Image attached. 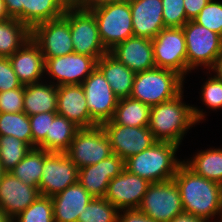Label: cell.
Segmentation results:
<instances>
[{"label": "cell", "mask_w": 222, "mask_h": 222, "mask_svg": "<svg viewBox=\"0 0 222 222\" xmlns=\"http://www.w3.org/2000/svg\"><path fill=\"white\" fill-rule=\"evenodd\" d=\"M184 212L206 221L218 213L222 220V184L196 175L184 162L173 177Z\"/></svg>", "instance_id": "cell-1"}, {"label": "cell", "mask_w": 222, "mask_h": 222, "mask_svg": "<svg viewBox=\"0 0 222 222\" xmlns=\"http://www.w3.org/2000/svg\"><path fill=\"white\" fill-rule=\"evenodd\" d=\"M182 93L151 107L148 128L157 141L180 145L186 131L204 119L202 110L182 102Z\"/></svg>", "instance_id": "cell-2"}, {"label": "cell", "mask_w": 222, "mask_h": 222, "mask_svg": "<svg viewBox=\"0 0 222 222\" xmlns=\"http://www.w3.org/2000/svg\"><path fill=\"white\" fill-rule=\"evenodd\" d=\"M178 147L173 142L156 141L150 148L127 158L125 169L150 183L171 180L183 163L175 158Z\"/></svg>", "instance_id": "cell-3"}, {"label": "cell", "mask_w": 222, "mask_h": 222, "mask_svg": "<svg viewBox=\"0 0 222 222\" xmlns=\"http://www.w3.org/2000/svg\"><path fill=\"white\" fill-rule=\"evenodd\" d=\"M184 77L176 71L153 68L137 72L130 98L150 107L168 101L182 92Z\"/></svg>", "instance_id": "cell-4"}, {"label": "cell", "mask_w": 222, "mask_h": 222, "mask_svg": "<svg viewBox=\"0 0 222 222\" xmlns=\"http://www.w3.org/2000/svg\"><path fill=\"white\" fill-rule=\"evenodd\" d=\"M87 8L96 18L101 42L108 52L127 38L134 36L129 0L108 2Z\"/></svg>", "instance_id": "cell-5"}, {"label": "cell", "mask_w": 222, "mask_h": 222, "mask_svg": "<svg viewBox=\"0 0 222 222\" xmlns=\"http://www.w3.org/2000/svg\"><path fill=\"white\" fill-rule=\"evenodd\" d=\"M187 53V72L203 65L212 68L216 58L222 52V37L193 20L183 27Z\"/></svg>", "instance_id": "cell-6"}, {"label": "cell", "mask_w": 222, "mask_h": 222, "mask_svg": "<svg viewBox=\"0 0 222 222\" xmlns=\"http://www.w3.org/2000/svg\"><path fill=\"white\" fill-rule=\"evenodd\" d=\"M69 24L75 53L97 60L108 53L101 42L96 18L88 8L69 6Z\"/></svg>", "instance_id": "cell-7"}, {"label": "cell", "mask_w": 222, "mask_h": 222, "mask_svg": "<svg viewBox=\"0 0 222 222\" xmlns=\"http://www.w3.org/2000/svg\"><path fill=\"white\" fill-rule=\"evenodd\" d=\"M65 153L79 169L96 164L113 154L101 125L79 128Z\"/></svg>", "instance_id": "cell-8"}, {"label": "cell", "mask_w": 222, "mask_h": 222, "mask_svg": "<svg viewBox=\"0 0 222 222\" xmlns=\"http://www.w3.org/2000/svg\"><path fill=\"white\" fill-rule=\"evenodd\" d=\"M138 209L157 222H169L184 212L174 179L151 183Z\"/></svg>", "instance_id": "cell-9"}, {"label": "cell", "mask_w": 222, "mask_h": 222, "mask_svg": "<svg viewBox=\"0 0 222 222\" xmlns=\"http://www.w3.org/2000/svg\"><path fill=\"white\" fill-rule=\"evenodd\" d=\"M31 39L44 58H55L74 52L69 24V6L60 18L42 22L31 29Z\"/></svg>", "instance_id": "cell-10"}, {"label": "cell", "mask_w": 222, "mask_h": 222, "mask_svg": "<svg viewBox=\"0 0 222 222\" xmlns=\"http://www.w3.org/2000/svg\"><path fill=\"white\" fill-rule=\"evenodd\" d=\"M154 62L157 68L187 73L186 42L182 28L165 27L152 39Z\"/></svg>", "instance_id": "cell-11"}, {"label": "cell", "mask_w": 222, "mask_h": 222, "mask_svg": "<svg viewBox=\"0 0 222 222\" xmlns=\"http://www.w3.org/2000/svg\"><path fill=\"white\" fill-rule=\"evenodd\" d=\"M79 168L66 153L47 152L44 150V165L39 193L53 197L78 182Z\"/></svg>", "instance_id": "cell-12"}, {"label": "cell", "mask_w": 222, "mask_h": 222, "mask_svg": "<svg viewBox=\"0 0 222 222\" xmlns=\"http://www.w3.org/2000/svg\"><path fill=\"white\" fill-rule=\"evenodd\" d=\"M101 126L110 141L112 152L124 161L150 148L157 141L148 126H122L112 120L102 123Z\"/></svg>", "instance_id": "cell-13"}, {"label": "cell", "mask_w": 222, "mask_h": 222, "mask_svg": "<svg viewBox=\"0 0 222 222\" xmlns=\"http://www.w3.org/2000/svg\"><path fill=\"white\" fill-rule=\"evenodd\" d=\"M90 117L98 124L112 119L119 98L112 91L102 72L95 70L81 84Z\"/></svg>", "instance_id": "cell-14"}, {"label": "cell", "mask_w": 222, "mask_h": 222, "mask_svg": "<svg viewBox=\"0 0 222 222\" xmlns=\"http://www.w3.org/2000/svg\"><path fill=\"white\" fill-rule=\"evenodd\" d=\"M44 69L56 86L80 85L97 67V59L75 52L55 58H44Z\"/></svg>", "instance_id": "cell-15"}, {"label": "cell", "mask_w": 222, "mask_h": 222, "mask_svg": "<svg viewBox=\"0 0 222 222\" xmlns=\"http://www.w3.org/2000/svg\"><path fill=\"white\" fill-rule=\"evenodd\" d=\"M10 18L32 29L42 22L60 18L68 5L63 0H4Z\"/></svg>", "instance_id": "cell-16"}, {"label": "cell", "mask_w": 222, "mask_h": 222, "mask_svg": "<svg viewBox=\"0 0 222 222\" xmlns=\"http://www.w3.org/2000/svg\"><path fill=\"white\" fill-rule=\"evenodd\" d=\"M150 184L124 169L109 182L104 198L121 211L138 208Z\"/></svg>", "instance_id": "cell-17"}, {"label": "cell", "mask_w": 222, "mask_h": 222, "mask_svg": "<svg viewBox=\"0 0 222 222\" xmlns=\"http://www.w3.org/2000/svg\"><path fill=\"white\" fill-rule=\"evenodd\" d=\"M124 169V160L113 153L96 164L80 168L78 182L92 197H105L109 182Z\"/></svg>", "instance_id": "cell-18"}, {"label": "cell", "mask_w": 222, "mask_h": 222, "mask_svg": "<svg viewBox=\"0 0 222 222\" xmlns=\"http://www.w3.org/2000/svg\"><path fill=\"white\" fill-rule=\"evenodd\" d=\"M40 196L38 187L30 186L5 172L0 180V208L14 219Z\"/></svg>", "instance_id": "cell-19"}, {"label": "cell", "mask_w": 222, "mask_h": 222, "mask_svg": "<svg viewBox=\"0 0 222 222\" xmlns=\"http://www.w3.org/2000/svg\"><path fill=\"white\" fill-rule=\"evenodd\" d=\"M57 114L73 122L79 128L98 125L90 117L81 84L57 86Z\"/></svg>", "instance_id": "cell-20"}, {"label": "cell", "mask_w": 222, "mask_h": 222, "mask_svg": "<svg viewBox=\"0 0 222 222\" xmlns=\"http://www.w3.org/2000/svg\"><path fill=\"white\" fill-rule=\"evenodd\" d=\"M109 53L135 73L156 67L152 39L146 37L131 36Z\"/></svg>", "instance_id": "cell-21"}, {"label": "cell", "mask_w": 222, "mask_h": 222, "mask_svg": "<svg viewBox=\"0 0 222 222\" xmlns=\"http://www.w3.org/2000/svg\"><path fill=\"white\" fill-rule=\"evenodd\" d=\"M133 34L154 39L165 28L162 0H129Z\"/></svg>", "instance_id": "cell-22"}, {"label": "cell", "mask_w": 222, "mask_h": 222, "mask_svg": "<svg viewBox=\"0 0 222 222\" xmlns=\"http://www.w3.org/2000/svg\"><path fill=\"white\" fill-rule=\"evenodd\" d=\"M9 60L22 85L39 83L45 73V60L39 46L29 39L21 48L13 53Z\"/></svg>", "instance_id": "cell-23"}, {"label": "cell", "mask_w": 222, "mask_h": 222, "mask_svg": "<svg viewBox=\"0 0 222 222\" xmlns=\"http://www.w3.org/2000/svg\"><path fill=\"white\" fill-rule=\"evenodd\" d=\"M51 199L54 222H77L78 216L93 197L77 182Z\"/></svg>", "instance_id": "cell-24"}, {"label": "cell", "mask_w": 222, "mask_h": 222, "mask_svg": "<svg viewBox=\"0 0 222 222\" xmlns=\"http://www.w3.org/2000/svg\"><path fill=\"white\" fill-rule=\"evenodd\" d=\"M97 68L102 72L119 99L130 97L135 72L119 62L109 52L98 59Z\"/></svg>", "instance_id": "cell-25"}, {"label": "cell", "mask_w": 222, "mask_h": 222, "mask_svg": "<svg viewBox=\"0 0 222 222\" xmlns=\"http://www.w3.org/2000/svg\"><path fill=\"white\" fill-rule=\"evenodd\" d=\"M24 113L28 116L44 112H57V86L33 83L24 86Z\"/></svg>", "instance_id": "cell-26"}, {"label": "cell", "mask_w": 222, "mask_h": 222, "mask_svg": "<svg viewBox=\"0 0 222 222\" xmlns=\"http://www.w3.org/2000/svg\"><path fill=\"white\" fill-rule=\"evenodd\" d=\"M78 129L73 122L57 114L53 121H50L46 139L37 148L47 152L65 153Z\"/></svg>", "instance_id": "cell-27"}, {"label": "cell", "mask_w": 222, "mask_h": 222, "mask_svg": "<svg viewBox=\"0 0 222 222\" xmlns=\"http://www.w3.org/2000/svg\"><path fill=\"white\" fill-rule=\"evenodd\" d=\"M31 39V29L19 20L0 22V57L9 58Z\"/></svg>", "instance_id": "cell-28"}, {"label": "cell", "mask_w": 222, "mask_h": 222, "mask_svg": "<svg viewBox=\"0 0 222 222\" xmlns=\"http://www.w3.org/2000/svg\"><path fill=\"white\" fill-rule=\"evenodd\" d=\"M151 107L130 97L118 100L112 121L130 127L148 126Z\"/></svg>", "instance_id": "cell-29"}, {"label": "cell", "mask_w": 222, "mask_h": 222, "mask_svg": "<svg viewBox=\"0 0 222 222\" xmlns=\"http://www.w3.org/2000/svg\"><path fill=\"white\" fill-rule=\"evenodd\" d=\"M183 162L196 175L222 184V148L201 151L193 160Z\"/></svg>", "instance_id": "cell-30"}, {"label": "cell", "mask_w": 222, "mask_h": 222, "mask_svg": "<svg viewBox=\"0 0 222 222\" xmlns=\"http://www.w3.org/2000/svg\"><path fill=\"white\" fill-rule=\"evenodd\" d=\"M44 165V149L32 148L30 152L10 171L23 183L38 187Z\"/></svg>", "instance_id": "cell-31"}, {"label": "cell", "mask_w": 222, "mask_h": 222, "mask_svg": "<svg viewBox=\"0 0 222 222\" xmlns=\"http://www.w3.org/2000/svg\"><path fill=\"white\" fill-rule=\"evenodd\" d=\"M0 135L16 137L32 147L29 116L24 112L0 113Z\"/></svg>", "instance_id": "cell-32"}, {"label": "cell", "mask_w": 222, "mask_h": 222, "mask_svg": "<svg viewBox=\"0 0 222 222\" xmlns=\"http://www.w3.org/2000/svg\"><path fill=\"white\" fill-rule=\"evenodd\" d=\"M32 149L24 141L13 136L0 135V163L10 172Z\"/></svg>", "instance_id": "cell-33"}, {"label": "cell", "mask_w": 222, "mask_h": 222, "mask_svg": "<svg viewBox=\"0 0 222 222\" xmlns=\"http://www.w3.org/2000/svg\"><path fill=\"white\" fill-rule=\"evenodd\" d=\"M119 210L104 197H93L78 216L77 222H117Z\"/></svg>", "instance_id": "cell-34"}, {"label": "cell", "mask_w": 222, "mask_h": 222, "mask_svg": "<svg viewBox=\"0 0 222 222\" xmlns=\"http://www.w3.org/2000/svg\"><path fill=\"white\" fill-rule=\"evenodd\" d=\"M54 222L51 197L39 196L23 212L18 214L12 222Z\"/></svg>", "instance_id": "cell-35"}, {"label": "cell", "mask_w": 222, "mask_h": 222, "mask_svg": "<svg viewBox=\"0 0 222 222\" xmlns=\"http://www.w3.org/2000/svg\"><path fill=\"white\" fill-rule=\"evenodd\" d=\"M193 21L222 36V3L210 0Z\"/></svg>", "instance_id": "cell-36"}, {"label": "cell", "mask_w": 222, "mask_h": 222, "mask_svg": "<svg viewBox=\"0 0 222 222\" xmlns=\"http://www.w3.org/2000/svg\"><path fill=\"white\" fill-rule=\"evenodd\" d=\"M162 10L165 27L182 28L189 21L183 0H162Z\"/></svg>", "instance_id": "cell-37"}, {"label": "cell", "mask_w": 222, "mask_h": 222, "mask_svg": "<svg viewBox=\"0 0 222 222\" xmlns=\"http://www.w3.org/2000/svg\"><path fill=\"white\" fill-rule=\"evenodd\" d=\"M56 115L57 112H44L29 116L32 148L38 147L46 139L50 128V121H53Z\"/></svg>", "instance_id": "cell-38"}, {"label": "cell", "mask_w": 222, "mask_h": 222, "mask_svg": "<svg viewBox=\"0 0 222 222\" xmlns=\"http://www.w3.org/2000/svg\"><path fill=\"white\" fill-rule=\"evenodd\" d=\"M202 88L203 102L211 109L222 108V80L214 75L205 82Z\"/></svg>", "instance_id": "cell-39"}, {"label": "cell", "mask_w": 222, "mask_h": 222, "mask_svg": "<svg viewBox=\"0 0 222 222\" xmlns=\"http://www.w3.org/2000/svg\"><path fill=\"white\" fill-rule=\"evenodd\" d=\"M24 85L20 88L0 92V113L24 112Z\"/></svg>", "instance_id": "cell-40"}, {"label": "cell", "mask_w": 222, "mask_h": 222, "mask_svg": "<svg viewBox=\"0 0 222 222\" xmlns=\"http://www.w3.org/2000/svg\"><path fill=\"white\" fill-rule=\"evenodd\" d=\"M19 82L14 72L9 58L0 57V92L20 88Z\"/></svg>", "instance_id": "cell-41"}, {"label": "cell", "mask_w": 222, "mask_h": 222, "mask_svg": "<svg viewBox=\"0 0 222 222\" xmlns=\"http://www.w3.org/2000/svg\"><path fill=\"white\" fill-rule=\"evenodd\" d=\"M123 214L118 213L117 222H157L138 208L123 209Z\"/></svg>", "instance_id": "cell-42"}, {"label": "cell", "mask_w": 222, "mask_h": 222, "mask_svg": "<svg viewBox=\"0 0 222 222\" xmlns=\"http://www.w3.org/2000/svg\"><path fill=\"white\" fill-rule=\"evenodd\" d=\"M210 0H183L186 17L193 20Z\"/></svg>", "instance_id": "cell-43"}, {"label": "cell", "mask_w": 222, "mask_h": 222, "mask_svg": "<svg viewBox=\"0 0 222 222\" xmlns=\"http://www.w3.org/2000/svg\"><path fill=\"white\" fill-rule=\"evenodd\" d=\"M169 222H208V221L202 218L196 217L195 215H192L190 213L183 212L175 216Z\"/></svg>", "instance_id": "cell-44"}, {"label": "cell", "mask_w": 222, "mask_h": 222, "mask_svg": "<svg viewBox=\"0 0 222 222\" xmlns=\"http://www.w3.org/2000/svg\"><path fill=\"white\" fill-rule=\"evenodd\" d=\"M211 70H214L216 72L215 76L222 80V52L216 58V61Z\"/></svg>", "instance_id": "cell-45"}, {"label": "cell", "mask_w": 222, "mask_h": 222, "mask_svg": "<svg viewBox=\"0 0 222 222\" xmlns=\"http://www.w3.org/2000/svg\"><path fill=\"white\" fill-rule=\"evenodd\" d=\"M76 5L82 7H93L101 5V0H76Z\"/></svg>", "instance_id": "cell-46"}, {"label": "cell", "mask_w": 222, "mask_h": 222, "mask_svg": "<svg viewBox=\"0 0 222 222\" xmlns=\"http://www.w3.org/2000/svg\"><path fill=\"white\" fill-rule=\"evenodd\" d=\"M10 19L4 0H0V22Z\"/></svg>", "instance_id": "cell-47"}, {"label": "cell", "mask_w": 222, "mask_h": 222, "mask_svg": "<svg viewBox=\"0 0 222 222\" xmlns=\"http://www.w3.org/2000/svg\"><path fill=\"white\" fill-rule=\"evenodd\" d=\"M0 222H12V219L0 208Z\"/></svg>", "instance_id": "cell-48"}, {"label": "cell", "mask_w": 222, "mask_h": 222, "mask_svg": "<svg viewBox=\"0 0 222 222\" xmlns=\"http://www.w3.org/2000/svg\"><path fill=\"white\" fill-rule=\"evenodd\" d=\"M68 6L76 5V0H63Z\"/></svg>", "instance_id": "cell-49"}, {"label": "cell", "mask_w": 222, "mask_h": 222, "mask_svg": "<svg viewBox=\"0 0 222 222\" xmlns=\"http://www.w3.org/2000/svg\"><path fill=\"white\" fill-rule=\"evenodd\" d=\"M121 1H126V0H101V4L108 2H121Z\"/></svg>", "instance_id": "cell-50"}, {"label": "cell", "mask_w": 222, "mask_h": 222, "mask_svg": "<svg viewBox=\"0 0 222 222\" xmlns=\"http://www.w3.org/2000/svg\"><path fill=\"white\" fill-rule=\"evenodd\" d=\"M4 173H5V171L3 170L2 165L0 163V180L2 179Z\"/></svg>", "instance_id": "cell-51"}]
</instances>
